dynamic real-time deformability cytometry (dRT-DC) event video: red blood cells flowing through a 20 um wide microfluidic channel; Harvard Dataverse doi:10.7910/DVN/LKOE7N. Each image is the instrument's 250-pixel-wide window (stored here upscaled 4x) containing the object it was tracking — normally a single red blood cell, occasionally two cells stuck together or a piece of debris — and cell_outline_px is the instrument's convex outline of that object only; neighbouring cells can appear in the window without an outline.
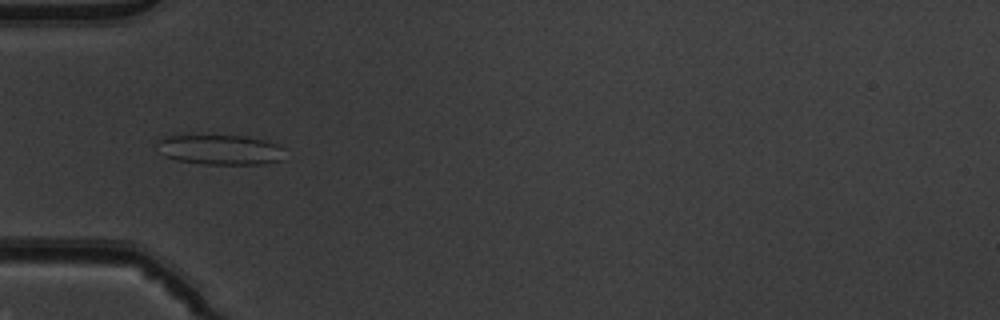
{"species": "common noctule bat (a hibernating species)", "species_latin": "Nyctalus noctula", "temperature_condition": "warm", "stored_images_in_passage": 52, "camera_frame_rate_fps": 3000, "um_per_image_px": 0.085, "animal": {"sex": "male", "body_mass_g": 19.5, "forearm_length_mm": 54.6}, "frame": {"image": 1, "passage_image": 17, "time_ms": 5.333, "image_size_px": [1000, 320], "cell_outline_px": [[284, 160], [264, 164], [204, 164], [176, 160], [164, 156], [156, 152], [156, 140], [164, 136], [248, 136], [264, 140], [276, 144], [284, 148]], "centroid_in_image_um": [18.68, 12.73], "position_along_channel_um": 66.3, "area_um2": 22.66}}
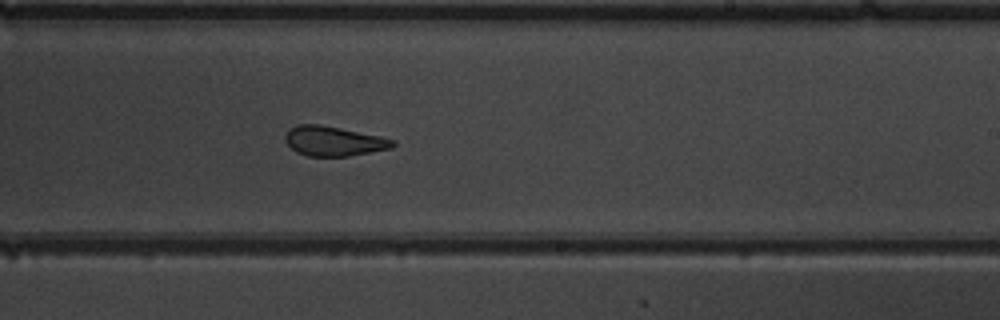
{"frame": {"image": 2, "passage_image": 32, "time_ms": 10.333, "image_size_px": [1000, 320], "cell_outline_px": [[396, 144], [392, 148], [348, 156], [308, 156], [296, 152], [284, 140], [284, 136], [296, 124], [320, 124], [380, 136], [396, 140]], "centroid_in_image_um": [28.37, 11.99], "position_along_channel_um": 260.6, "area_um2": 18.55}}
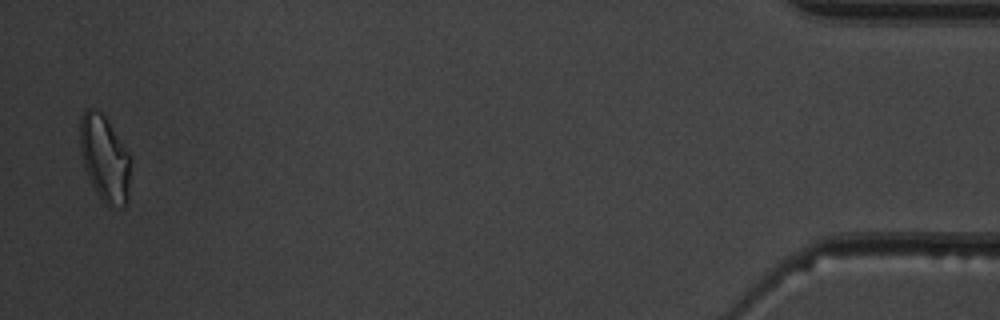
{"frame": {"image": 3, "passage_image": 51, "time_ms": 16.667, "image_size_px": [1000, 320], "cell_outline_px": [[132, 156], [128, 200], [124, 208], [120, 208], [104, 204], [92, 184], [84, 168], [80, 152], [80, 116], [88, 108], [96, 108], [108, 120]], "centroid_in_image_um": [8.93, 13.48], "position_along_channel_um": 426.3, "area_um2": 25.95}, "authors_computed_cell_mechanics": {"area_um2": 21.1548, "velocity_mm_per_s": 3.9114, "shape_relaxation_time_tau1_ms": null, "shape_relaxation_time_tau2_ms": 1.3398, "deformation_change_tau1": null, "deformation_change_tau2": 0.0976}}